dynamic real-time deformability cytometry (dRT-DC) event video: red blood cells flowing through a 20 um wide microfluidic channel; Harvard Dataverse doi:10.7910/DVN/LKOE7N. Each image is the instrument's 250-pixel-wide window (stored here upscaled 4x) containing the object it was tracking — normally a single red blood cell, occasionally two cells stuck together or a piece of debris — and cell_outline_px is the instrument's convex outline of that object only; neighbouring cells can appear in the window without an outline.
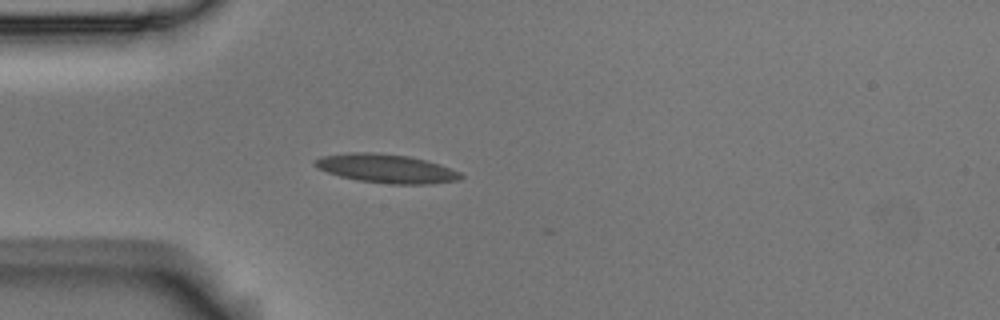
{"species": "Egyptian fruit bat (a non-hibernating species)", "species_latin": "Rousettus aegyptiacus", "temperature_condition": "room temperature", "stored_images_in_passage": 10, "camera_frame_rate_fps": 3000, "um_per_image_px": 0.085, "animal": {"sex": "male"}, "frame": {"image": 1, "passage_image": 1, "time_ms": 0.0, "image_size_px": [1000, 320], "cell_outline_px": [[464, 176], [460, 180], [432, 184], [388, 184], [356, 180], [340, 176], [316, 168], [312, 164], [312, 160], [320, 156], [352, 152], [372, 152], [408, 156], [440, 164], [460, 172]], "centroid_in_image_um": [32.81, 14.33], "position_along_channel_um": 52.2, "area_um2": 24.68}}
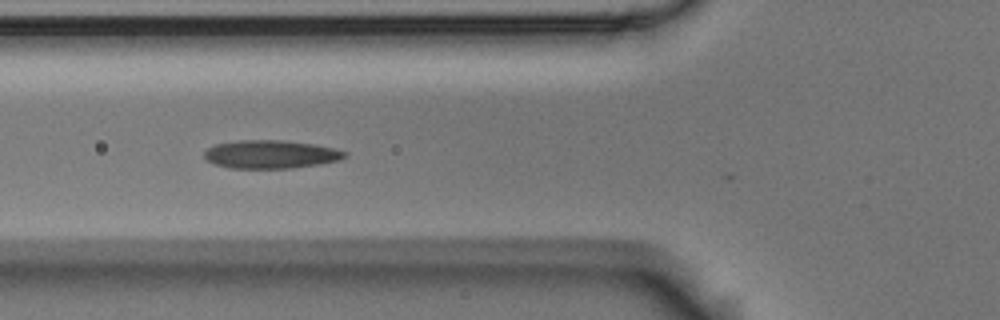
{"frame": {"image": 2, "passage_image": 6, "time_ms": 1.667, "image_size_px": [1000, 320], "cell_outline_px": [[348, 156], [340, 160], [320, 164], [292, 168], [228, 168], [212, 164], [204, 160], [204, 152], [208, 148], [216, 144], [240, 140], [280, 140], [312, 144], [332, 148], [348, 152]], "centroid_in_image_um": [22.98, 13.13], "position_along_channel_um": 102.8, "area_um2": 23.24}}
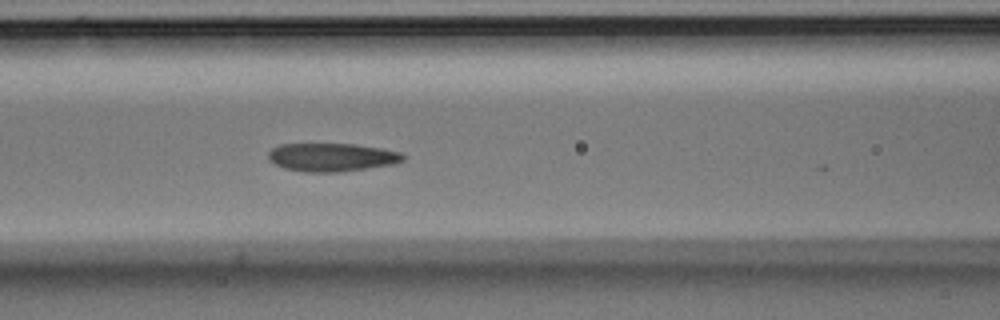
{"frame": {"image": 3, "passage_image": 9, "time_ms": 2.667, "image_size_px": [1000, 320], "cell_outline_px": [[404, 160], [396, 164], [340, 172], [304, 172], [284, 168], [268, 160], [268, 152], [272, 148], [280, 144], [352, 144], [380, 148], [400, 152], [404, 156]], "centroid_in_image_um": [28.19, 13.37], "position_along_channel_um": 138.4, "area_um2": 22.25}}